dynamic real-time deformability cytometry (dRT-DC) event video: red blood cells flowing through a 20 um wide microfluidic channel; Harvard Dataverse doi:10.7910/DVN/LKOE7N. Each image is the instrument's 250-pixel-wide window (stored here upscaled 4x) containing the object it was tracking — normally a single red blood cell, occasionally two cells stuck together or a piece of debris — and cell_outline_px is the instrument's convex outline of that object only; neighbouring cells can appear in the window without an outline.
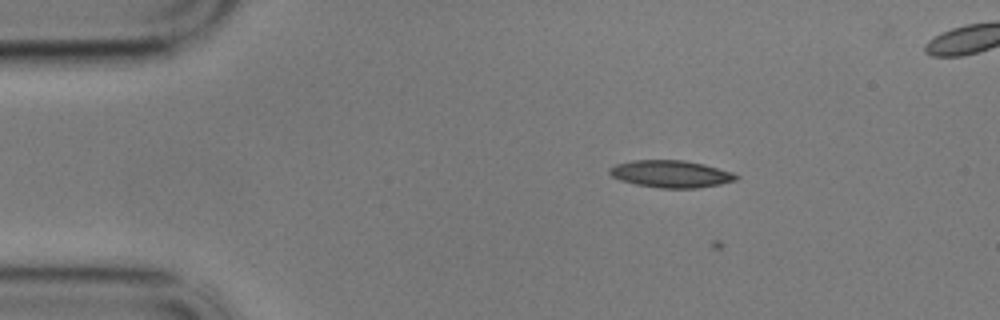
{"species": "common noctule bat (a hibernating species)", "species_latin": "Nyctalus noctula", "temperature_condition": "cold", "stored_images_in_passage": 5, "camera_frame_rate_fps": 3000, "um_per_image_px": 0.085, "animal": {"sex": "male", "body_mass_g": 17.9}, "frame": {"image": 1, "passage_image": 4, "time_ms": 1.0, "image_size_px": [1000, 320], "cell_outline_px": [[740, 176], [736, 180], [720, 184], [696, 188], [660, 188], [636, 184], [620, 180], [612, 176], [608, 172], [608, 168], [616, 164], [632, 160], [684, 160], [704, 164], [732, 172]], "centroid_in_image_um": [57.01, 14.78], "position_along_channel_um": 28.0, "area_um2": 20.06}}